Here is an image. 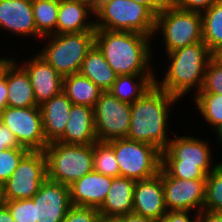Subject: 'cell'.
Returning a JSON list of instances; mask_svg holds the SVG:
<instances>
[{
  "instance_id": "obj_1",
  "label": "cell",
  "mask_w": 222,
  "mask_h": 222,
  "mask_svg": "<svg viewBox=\"0 0 222 222\" xmlns=\"http://www.w3.org/2000/svg\"><path fill=\"white\" fill-rule=\"evenodd\" d=\"M179 101L155 84L131 103L130 129L126 138L152 144L162 152L172 139L168 131L174 132L170 130L168 121L173 115L171 109Z\"/></svg>"
},
{
  "instance_id": "obj_2",
  "label": "cell",
  "mask_w": 222,
  "mask_h": 222,
  "mask_svg": "<svg viewBox=\"0 0 222 222\" xmlns=\"http://www.w3.org/2000/svg\"><path fill=\"white\" fill-rule=\"evenodd\" d=\"M150 40L153 38L136 32L95 29V45L117 76L156 74Z\"/></svg>"
},
{
  "instance_id": "obj_3",
  "label": "cell",
  "mask_w": 222,
  "mask_h": 222,
  "mask_svg": "<svg viewBox=\"0 0 222 222\" xmlns=\"http://www.w3.org/2000/svg\"><path fill=\"white\" fill-rule=\"evenodd\" d=\"M164 56L169 61L168 66L165 64L167 70L162 78H158L156 72L155 84L179 100L184 99L190 91L195 96L201 90L205 69L213 57L207 45L203 41L197 42Z\"/></svg>"
},
{
  "instance_id": "obj_4",
  "label": "cell",
  "mask_w": 222,
  "mask_h": 222,
  "mask_svg": "<svg viewBox=\"0 0 222 222\" xmlns=\"http://www.w3.org/2000/svg\"><path fill=\"white\" fill-rule=\"evenodd\" d=\"M173 136L161 152V170L169 177L181 179H206L222 159L216 163L208 139L201 140L194 135ZM213 156V157H212ZM216 163V164H215Z\"/></svg>"
},
{
  "instance_id": "obj_5",
  "label": "cell",
  "mask_w": 222,
  "mask_h": 222,
  "mask_svg": "<svg viewBox=\"0 0 222 222\" xmlns=\"http://www.w3.org/2000/svg\"><path fill=\"white\" fill-rule=\"evenodd\" d=\"M41 39L45 45L36 53L65 77L79 73L83 60L95 45V31L51 34Z\"/></svg>"
},
{
  "instance_id": "obj_6",
  "label": "cell",
  "mask_w": 222,
  "mask_h": 222,
  "mask_svg": "<svg viewBox=\"0 0 222 222\" xmlns=\"http://www.w3.org/2000/svg\"><path fill=\"white\" fill-rule=\"evenodd\" d=\"M95 29L130 31L153 38L156 15L132 0H109L95 11Z\"/></svg>"
},
{
  "instance_id": "obj_7",
  "label": "cell",
  "mask_w": 222,
  "mask_h": 222,
  "mask_svg": "<svg viewBox=\"0 0 222 222\" xmlns=\"http://www.w3.org/2000/svg\"><path fill=\"white\" fill-rule=\"evenodd\" d=\"M161 32L166 53L203 41L202 13L164 5L156 15L153 38Z\"/></svg>"
},
{
  "instance_id": "obj_8",
  "label": "cell",
  "mask_w": 222,
  "mask_h": 222,
  "mask_svg": "<svg viewBox=\"0 0 222 222\" xmlns=\"http://www.w3.org/2000/svg\"><path fill=\"white\" fill-rule=\"evenodd\" d=\"M48 179L70 186L93 171V144L50 142L45 148Z\"/></svg>"
},
{
  "instance_id": "obj_9",
  "label": "cell",
  "mask_w": 222,
  "mask_h": 222,
  "mask_svg": "<svg viewBox=\"0 0 222 222\" xmlns=\"http://www.w3.org/2000/svg\"><path fill=\"white\" fill-rule=\"evenodd\" d=\"M114 150L120 176L142 180L155 176L161 168V151L152 144L125 138L107 142Z\"/></svg>"
},
{
  "instance_id": "obj_10",
  "label": "cell",
  "mask_w": 222,
  "mask_h": 222,
  "mask_svg": "<svg viewBox=\"0 0 222 222\" xmlns=\"http://www.w3.org/2000/svg\"><path fill=\"white\" fill-rule=\"evenodd\" d=\"M47 178L45 152L29 151L18 163L9 179L1 186L2 200L31 199Z\"/></svg>"
},
{
  "instance_id": "obj_11",
  "label": "cell",
  "mask_w": 222,
  "mask_h": 222,
  "mask_svg": "<svg viewBox=\"0 0 222 222\" xmlns=\"http://www.w3.org/2000/svg\"><path fill=\"white\" fill-rule=\"evenodd\" d=\"M131 104L103 91L94 106V124L98 141L125 138L130 129Z\"/></svg>"
},
{
  "instance_id": "obj_12",
  "label": "cell",
  "mask_w": 222,
  "mask_h": 222,
  "mask_svg": "<svg viewBox=\"0 0 222 222\" xmlns=\"http://www.w3.org/2000/svg\"><path fill=\"white\" fill-rule=\"evenodd\" d=\"M0 121L15 135L18 143L29 151H45L46 141L39 106L6 107L0 112Z\"/></svg>"
},
{
  "instance_id": "obj_13",
  "label": "cell",
  "mask_w": 222,
  "mask_h": 222,
  "mask_svg": "<svg viewBox=\"0 0 222 222\" xmlns=\"http://www.w3.org/2000/svg\"><path fill=\"white\" fill-rule=\"evenodd\" d=\"M167 210H187L199 213L205 202L206 179L169 177L161 170Z\"/></svg>"
},
{
  "instance_id": "obj_14",
  "label": "cell",
  "mask_w": 222,
  "mask_h": 222,
  "mask_svg": "<svg viewBox=\"0 0 222 222\" xmlns=\"http://www.w3.org/2000/svg\"><path fill=\"white\" fill-rule=\"evenodd\" d=\"M31 199L35 204V221L37 222H63L72 206L69 186L48 178Z\"/></svg>"
},
{
  "instance_id": "obj_15",
  "label": "cell",
  "mask_w": 222,
  "mask_h": 222,
  "mask_svg": "<svg viewBox=\"0 0 222 222\" xmlns=\"http://www.w3.org/2000/svg\"><path fill=\"white\" fill-rule=\"evenodd\" d=\"M31 57H27L26 61L21 60V63L17 58L15 60L27 72L36 103L40 106L62 91L63 77L37 53H33Z\"/></svg>"
},
{
  "instance_id": "obj_16",
  "label": "cell",
  "mask_w": 222,
  "mask_h": 222,
  "mask_svg": "<svg viewBox=\"0 0 222 222\" xmlns=\"http://www.w3.org/2000/svg\"><path fill=\"white\" fill-rule=\"evenodd\" d=\"M0 30L14 37L41 39L34 23L32 0H0Z\"/></svg>"
},
{
  "instance_id": "obj_17",
  "label": "cell",
  "mask_w": 222,
  "mask_h": 222,
  "mask_svg": "<svg viewBox=\"0 0 222 222\" xmlns=\"http://www.w3.org/2000/svg\"><path fill=\"white\" fill-rule=\"evenodd\" d=\"M167 211L161 169L153 177L136 180L132 212L159 222Z\"/></svg>"
},
{
  "instance_id": "obj_18",
  "label": "cell",
  "mask_w": 222,
  "mask_h": 222,
  "mask_svg": "<svg viewBox=\"0 0 222 222\" xmlns=\"http://www.w3.org/2000/svg\"><path fill=\"white\" fill-rule=\"evenodd\" d=\"M112 178L94 170L85 174L69 186L71 204L99 209L105 201Z\"/></svg>"
},
{
  "instance_id": "obj_19",
  "label": "cell",
  "mask_w": 222,
  "mask_h": 222,
  "mask_svg": "<svg viewBox=\"0 0 222 222\" xmlns=\"http://www.w3.org/2000/svg\"><path fill=\"white\" fill-rule=\"evenodd\" d=\"M94 17L95 12L87 2L59 0L58 20L53 34L95 31Z\"/></svg>"
},
{
  "instance_id": "obj_20",
  "label": "cell",
  "mask_w": 222,
  "mask_h": 222,
  "mask_svg": "<svg viewBox=\"0 0 222 222\" xmlns=\"http://www.w3.org/2000/svg\"><path fill=\"white\" fill-rule=\"evenodd\" d=\"M66 144L90 145L97 142L94 108L87 105H72L64 134L57 140Z\"/></svg>"
},
{
  "instance_id": "obj_21",
  "label": "cell",
  "mask_w": 222,
  "mask_h": 222,
  "mask_svg": "<svg viewBox=\"0 0 222 222\" xmlns=\"http://www.w3.org/2000/svg\"><path fill=\"white\" fill-rule=\"evenodd\" d=\"M136 180L123 176L113 177L105 201L98 209L102 218H118L133 211Z\"/></svg>"
},
{
  "instance_id": "obj_22",
  "label": "cell",
  "mask_w": 222,
  "mask_h": 222,
  "mask_svg": "<svg viewBox=\"0 0 222 222\" xmlns=\"http://www.w3.org/2000/svg\"><path fill=\"white\" fill-rule=\"evenodd\" d=\"M73 103L61 91L40 105L43 131L48 143L57 141L66 129L69 112Z\"/></svg>"
},
{
  "instance_id": "obj_23",
  "label": "cell",
  "mask_w": 222,
  "mask_h": 222,
  "mask_svg": "<svg viewBox=\"0 0 222 222\" xmlns=\"http://www.w3.org/2000/svg\"><path fill=\"white\" fill-rule=\"evenodd\" d=\"M7 106L19 108L38 106L29 76L15 59L7 64Z\"/></svg>"
},
{
  "instance_id": "obj_24",
  "label": "cell",
  "mask_w": 222,
  "mask_h": 222,
  "mask_svg": "<svg viewBox=\"0 0 222 222\" xmlns=\"http://www.w3.org/2000/svg\"><path fill=\"white\" fill-rule=\"evenodd\" d=\"M156 74H128L116 77L108 90L117 99L133 103L155 85Z\"/></svg>"
},
{
  "instance_id": "obj_25",
  "label": "cell",
  "mask_w": 222,
  "mask_h": 222,
  "mask_svg": "<svg viewBox=\"0 0 222 222\" xmlns=\"http://www.w3.org/2000/svg\"><path fill=\"white\" fill-rule=\"evenodd\" d=\"M79 73L87 77L103 91H108L117 77V74L96 45L87 53Z\"/></svg>"
},
{
  "instance_id": "obj_26",
  "label": "cell",
  "mask_w": 222,
  "mask_h": 222,
  "mask_svg": "<svg viewBox=\"0 0 222 222\" xmlns=\"http://www.w3.org/2000/svg\"><path fill=\"white\" fill-rule=\"evenodd\" d=\"M62 91L74 105H87L94 108L101 90L91 80L80 73L63 77Z\"/></svg>"
},
{
  "instance_id": "obj_27",
  "label": "cell",
  "mask_w": 222,
  "mask_h": 222,
  "mask_svg": "<svg viewBox=\"0 0 222 222\" xmlns=\"http://www.w3.org/2000/svg\"><path fill=\"white\" fill-rule=\"evenodd\" d=\"M203 42L214 53L222 46V0L202 13Z\"/></svg>"
},
{
  "instance_id": "obj_28",
  "label": "cell",
  "mask_w": 222,
  "mask_h": 222,
  "mask_svg": "<svg viewBox=\"0 0 222 222\" xmlns=\"http://www.w3.org/2000/svg\"><path fill=\"white\" fill-rule=\"evenodd\" d=\"M33 17L37 32L48 36L56 31L59 0H33Z\"/></svg>"
},
{
  "instance_id": "obj_29",
  "label": "cell",
  "mask_w": 222,
  "mask_h": 222,
  "mask_svg": "<svg viewBox=\"0 0 222 222\" xmlns=\"http://www.w3.org/2000/svg\"><path fill=\"white\" fill-rule=\"evenodd\" d=\"M193 103L210 128L217 131L222 127V95L215 93H197Z\"/></svg>"
},
{
  "instance_id": "obj_30",
  "label": "cell",
  "mask_w": 222,
  "mask_h": 222,
  "mask_svg": "<svg viewBox=\"0 0 222 222\" xmlns=\"http://www.w3.org/2000/svg\"><path fill=\"white\" fill-rule=\"evenodd\" d=\"M93 170L111 177L120 176L114 150L107 142L93 143Z\"/></svg>"
},
{
  "instance_id": "obj_31",
  "label": "cell",
  "mask_w": 222,
  "mask_h": 222,
  "mask_svg": "<svg viewBox=\"0 0 222 222\" xmlns=\"http://www.w3.org/2000/svg\"><path fill=\"white\" fill-rule=\"evenodd\" d=\"M203 209L222 212V161L206 177Z\"/></svg>"
},
{
  "instance_id": "obj_32",
  "label": "cell",
  "mask_w": 222,
  "mask_h": 222,
  "mask_svg": "<svg viewBox=\"0 0 222 222\" xmlns=\"http://www.w3.org/2000/svg\"><path fill=\"white\" fill-rule=\"evenodd\" d=\"M28 152L27 148L6 149L0 152V186L9 179Z\"/></svg>"
},
{
  "instance_id": "obj_33",
  "label": "cell",
  "mask_w": 222,
  "mask_h": 222,
  "mask_svg": "<svg viewBox=\"0 0 222 222\" xmlns=\"http://www.w3.org/2000/svg\"><path fill=\"white\" fill-rule=\"evenodd\" d=\"M198 93H215L222 95V63L214 57L208 62L203 84Z\"/></svg>"
},
{
  "instance_id": "obj_34",
  "label": "cell",
  "mask_w": 222,
  "mask_h": 222,
  "mask_svg": "<svg viewBox=\"0 0 222 222\" xmlns=\"http://www.w3.org/2000/svg\"><path fill=\"white\" fill-rule=\"evenodd\" d=\"M15 222L35 221V204L32 199L2 200Z\"/></svg>"
},
{
  "instance_id": "obj_35",
  "label": "cell",
  "mask_w": 222,
  "mask_h": 222,
  "mask_svg": "<svg viewBox=\"0 0 222 222\" xmlns=\"http://www.w3.org/2000/svg\"><path fill=\"white\" fill-rule=\"evenodd\" d=\"M100 218V212L96 208L72 205L63 222H98Z\"/></svg>"
},
{
  "instance_id": "obj_36",
  "label": "cell",
  "mask_w": 222,
  "mask_h": 222,
  "mask_svg": "<svg viewBox=\"0 0 222 222\" xmlns=\"http://www.w3.org/2000/svg\"><path fill=\"white\" fill-rule=\"evenodd\" d=\"M217 1L218 0H178L175 5L185 11L203 13Z\"/></svg>"
},
{
  "instance_id": "obj_37",
  "label": "cell",
  "mask_w": 222,
  "mask_h": 222,
  "mask_svg": "<svg viewBox=\"0 0 222 222\" xmlns=\"http://www.w3.org/2000/svg\"><path fill=\"white\" fill-rule=\"evenodd\" d=\"M197 216L198 213L187 210H169L159 222H196Z\"/></svg>"
},
{
  "instance_id": "obj_38",
  "label": "cell",
  "mask_w": 222,
  "mask_h": 222,
  "mask_svg": "<svg viewBox=\"0 0 222 222\" xmlns=\"http://www.w3.org/2000/svg\"><path fill=\"white\" fill-rule=\"evenodd\" d=\"M25 148L22 147L15 135L0 121V152L6 149Z\"/></svg>"
},
{
  "instance_id": "obj_39",
  "label": "cell",
  "mask_w": 222,
  "mask_h": 222,
  "mask_svg": "<svg viewBox=\"0 0 222 222\" xmlns=\"http://www.w3.org/2000/svg\"><path fill=\"white\" fill-rule=\"evenodd\" d=\"M196 222H222V212L202 209L198 213Z\"/></svg>"
},
{
  "instance_id": "obj_40",
  "label": "cell",
  "mask_w": 222,
  "mask_h": 222,
  "mask_svg": "<svg viewBox=\"0 0 222 222\" xmlns=\"http://www.w3.org/2000/svg\"><path fill=\"white\" fill-rule=\"evenodd\" d=\"M7 107V66L0 77V112Z\"/></svg>"
},
{
  "instance_id": "obj_41",
  "label": "cell",
  "mask_w": 222,
  "mask_h": 222,
  "mask_svg": "<svg viewBox=\"0 0 222 222\" xmlns=\"http://www.w3.org/2000/svg\"><path fill=\"white\" fill-rule=\"evenodd\" d=\"M147 6L155 15H157L163 8L164 4L160 0H132Z\"/></svg>"
},
{
  "instance_id": "obj_42",
  "label": "cell",
  "mask_w": 222,
  "mask_h": 222,
  "mask_svg": "<svg viewBox=\"0 0 222 222\" xmlns=\"http://www.w3.org/2000/svg\"><path fill=\"white\" fill-rule=\"evenodd\" d=\"M117 219H118V222H153L151 219L144 217L142 215L136 214L134 212L120 216Z\"/></svg>"
},
{
  "instance_id": "obj_43",
  "label": "cell",
  "mask_w": 222,
  "mask_h": 222,
  "mask_svg": "<svg viewBox=\"0 0 222 222\" xmlns=\"http://www.w3.org/2000/svg\"><path fill=\"white\" fill-rule=\"evenodd\" d=\"M0 222H15L8 207L3 202L0 203Z\"/></svg>"
},
{
  "instance_id": "obj_44",
  "label": "cell",
  "mask_w": 222,
  "mask_h": 222,
  "mask_svg": "<svg viewBox=\"0 0 222 222\" xmlns=\"http://www.w3.org/2000/svg\"><path fill=\"white\" fill-rule=\"evenodd\" d=\"M5 55V57H0V77L3 75L4 70L7 66V64L13 59V58H9Z\"/></svg>"
},
{
  "instance_id": "obj_45",
  "label": "cell",
  "mask_w": 222,
  "mask_h": 222,
  "mask_svg": "<svg viewBox=\"0 0 222 222\" xmlns=\"http://www.w3.org/2000/svg\"><path fill=\"white\" fill-rule=\"evenodd\" d=\"M91 5L92 9L95 11L100 5L109 1V0H82Z\"/></svg>"
},
{
  "instance_id": "obj_46",
  "label": "cell",
  "mask_w": 222,
  "mask_h": 222,
  "mask_svg": "<svg viewBox=\"0 0 222 222\" xmlns=\"http://www.w3.org/2000/svg\"><path fill=\"white\" fill-rule=\"evenodd\" d=\"M213 57L222 63V46L213 53Z\"/></svg>"
},
{
  "instance_id": "obj_47",
  "label": "cell",
  "mask_w": 222,
  "mask_h": 222,
  "mask_svg": "<svg viewBox=\"0 0 222 222\" xmlns=\"http://www.w3.org/2000/svg\"><path fill=\"white\" fill-rule=\"evenodd\" d=\"M215 134L217 135L216 137H218V140H216V144L220 146L219 148H222V127L219 128Z\"/></svg>"
},
{
  "instance_id": "obj_48",
  "label": "cell",
  "mask_w": 222,
  "mask_h": 222,
  "mask_svg": "<svg viewBox=\"0 0 222 222\" xmlns=\"http://www.w3.org/2000/svg\"><path fill=\"white\" fill-rule=\"evenodd\" d=\"M98 222H118V219L116 218V219H114V218H100L99 220H98Z\"/></svg>"
},
{
  "instance_id": "obj_49",
  "label": "cell",
  "mask_w": 222,
  "mask_h": 222,
  "mask_svg": "<svg viewBox=\"0 0 222 222\" xmlns=\"http://www.w3.org/2000/svg\"><path fill=\"white\" fill-rule=\"evenodd\" d=\"M164 5H175L178 0H160Z\"/></svg>"
},
{
  "instance_id": "obj_50",
  "label": "cell",
  "mask_w": 222,
  "mask_h": 222,
  "mask_svg": "<svg viewBox=\"0 0 222 222\" xmlns=\"http://www.w3.org/2000/svg\"><path fill=\"white\" fill-rule=\"evenodd\" d=\"M2 189H1V186H0V203H2Z\"/></svg>"
}]
</instances>
